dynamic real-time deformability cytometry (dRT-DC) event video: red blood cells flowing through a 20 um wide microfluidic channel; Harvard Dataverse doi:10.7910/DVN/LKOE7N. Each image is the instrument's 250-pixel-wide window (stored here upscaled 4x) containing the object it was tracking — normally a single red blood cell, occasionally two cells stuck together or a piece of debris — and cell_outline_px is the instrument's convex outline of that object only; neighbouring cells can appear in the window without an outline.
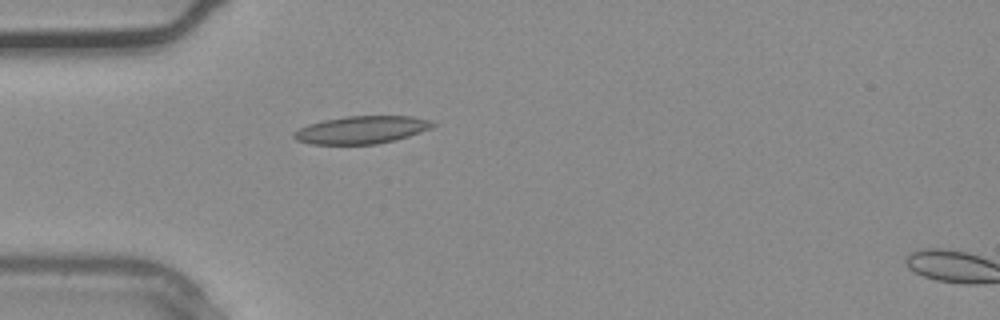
{"species": "common noctule bat (a hibernating species)", "species_latin": "Nyctalus noctula", "temperature_condition": "warm", "stored_images_in_passage": 37, "camera_frame_rate_fps": 3000, "um_per_image_px": 0.085, "animal": {"sex": "male", "body_mass_g": 20.4}, "frame": {"image": 1, "passage_image": 11, "time_ms": 3.333, "image_size_px": [1000, 320], "cell_outline_px": [[436, 124], [432, 128], [408, 136], [376, 144], [312, 144], [296, 140], [292, 136], [292, 132], [308, 124], [324, 120], [348, 116], [412, 116], [432, 120]], "centroid_in_image_um": [30.73, 11.03], "position_along_channel_um": 54.3, "area_um2": 22.31}}